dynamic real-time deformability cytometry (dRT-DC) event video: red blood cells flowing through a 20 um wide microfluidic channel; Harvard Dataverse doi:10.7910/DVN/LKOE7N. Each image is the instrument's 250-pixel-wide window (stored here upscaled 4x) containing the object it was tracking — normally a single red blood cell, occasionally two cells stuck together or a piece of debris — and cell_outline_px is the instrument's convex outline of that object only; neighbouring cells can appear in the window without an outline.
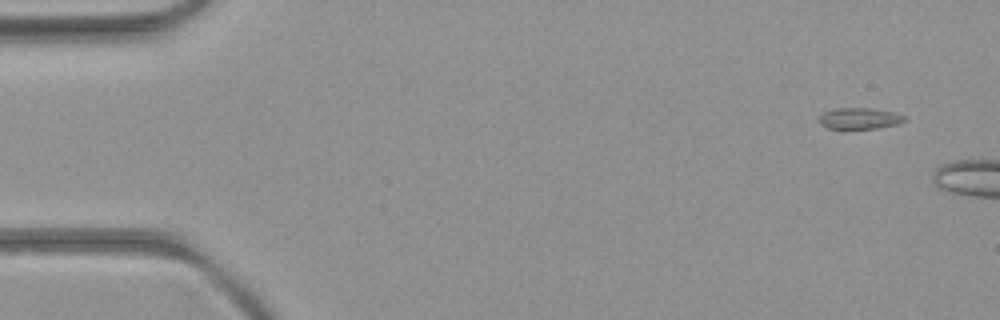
{"species": "common noctule bat (a hibernating species)", "species_latin": "Nyctalus noctula", "temperature_condition": "room temperature", "stored_images_in_passage": 8, "segment_of_instrument_passage": [1, 2], "camera_frame_rate_fps": 3000, "um_per_image_px": 0.085, "animal": {"sex": "female", "body_mass_g": 21.9}, "frame": {"image": 1, "passage_image": 1, "time_ms": 0.0, "image_size_px": [1000, 320], "cell_outline_px": [[908, 120], [896, 124], [876, 128], [844, 132], [828, 128], [820, 124], [820, 116], [824, 112], [836, 108], [872, 108], [896, 112], [908, 116]], "centroid_in_image_um": [73.08, 10.11], "position_along_channel_um": 11.9, "area_um2": 11.27}}
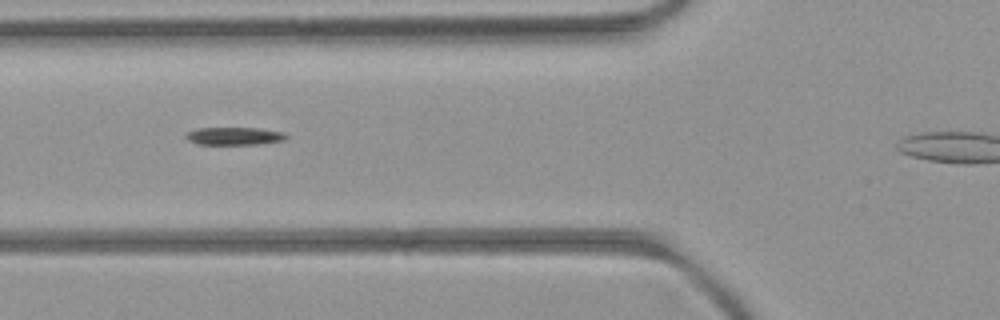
{"frame": {"image": 2, "passage_image": 6, "time_ms": 5.667, "image_size_px": [1000, 320], "cell_outline_px": [[288, 136], [284, 140], [260, 144], [196, 144], [188, 140], [184, 136], [188, 132], [196, 128], [256, 128], [284, 132]], "centroid_in_image_um": [19.9, 11.56], "position_along_channel_um": 105.9, "area_um2": 10.35}}
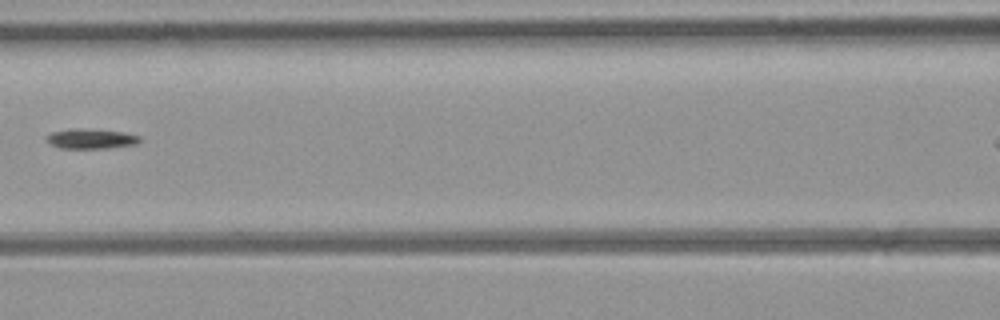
{"frame": {"image": 3, "passage_image": 7, "time_ms": 7.0, "image_size_px": [1000, 320], "cell_outline_px": [[140, 140], [136, 144], [108, 148], [60, 148], [52, 144], [44, 136], [52, 132], [72, 128], [124, 132], [140, 136]], "centroid_in_image_um": [7.73, 11.79], "position_along_channel_um": 158.9, "area_um2": 10.64}}